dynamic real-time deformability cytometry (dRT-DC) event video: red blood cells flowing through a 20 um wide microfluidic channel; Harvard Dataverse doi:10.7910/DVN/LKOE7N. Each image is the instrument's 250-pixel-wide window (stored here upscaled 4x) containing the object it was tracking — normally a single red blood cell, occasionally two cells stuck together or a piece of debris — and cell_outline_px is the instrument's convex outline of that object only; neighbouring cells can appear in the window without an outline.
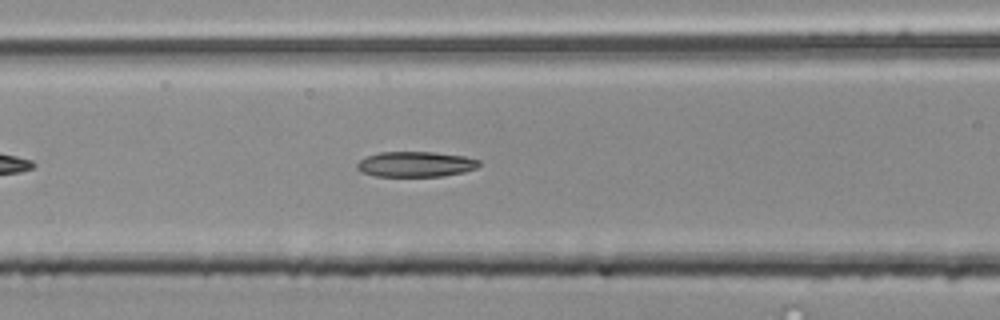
{"species": "common noctule bat (a hibernating species)", "species_latin": "Nyctalus noctula", "temperature_condition": "room temperature", "stored_images_in_passage": 31, "camera_frame_rate_fps": 3000, "um_per_image_px": 0.085, "animal": {"sex": "male", "body_mass_g": 20.4}, "frame": {"image": 1, "passage_image": 10, "time_ms": 3.0, "image_size_px": [1000, 320], "cell_outline_px": [[480, 164], [476, 168], [464, 172], [440, 176], [376, 176], [364, 172], [356, 168], [356, 164], [364, 156], [380, 152], [432, 152], [464, 156], [480, 160]], "centroid_in_image_um": [35.32, 13.95], "position_along_channel_um": 131.3, "area_um2": 17.98}}
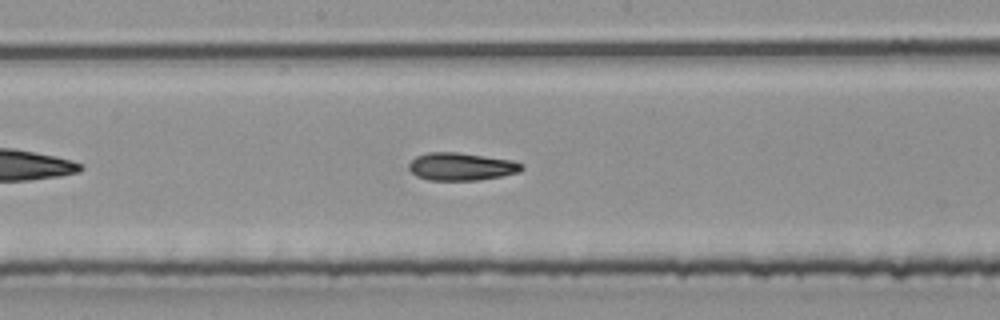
{"frame": {"image": 2, "passage_image": 16, "time_ms": 5.0, "image_size_px": [1000, 320], "cell_outline_px": [[524, 168], [520, 172], [500, 176], [476, 180], [428, 180], [416, 176], [408, 168], [408, 164], [416, 156], [428, 152], [456, 152], [512, 160], [524, 164]], "centroid_in_image_um": [39.2, 14.16], "position_along_channel_um": 209.0, "area_um2": 18.21}}
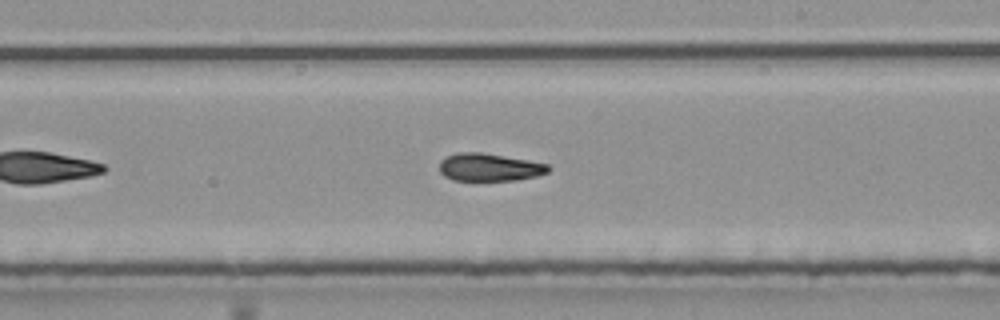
{"frame": {"image": 3, "passage_image": 19, "time_ms": 6.0, "image_size_px": [1000, 320], "cell_outline_px": [[552, 168], [548, 172], [536, 176], [516, 180], [452, 180], [444, 176], [440, 172], [440, 160], [444, 156], [456, 152], [480, 152], [528, 160], [548, 164]], "centroid_in_image_um": [41.57, 14.21], "position_along_channel_um": 247.4, "area_um2": 17.69}}